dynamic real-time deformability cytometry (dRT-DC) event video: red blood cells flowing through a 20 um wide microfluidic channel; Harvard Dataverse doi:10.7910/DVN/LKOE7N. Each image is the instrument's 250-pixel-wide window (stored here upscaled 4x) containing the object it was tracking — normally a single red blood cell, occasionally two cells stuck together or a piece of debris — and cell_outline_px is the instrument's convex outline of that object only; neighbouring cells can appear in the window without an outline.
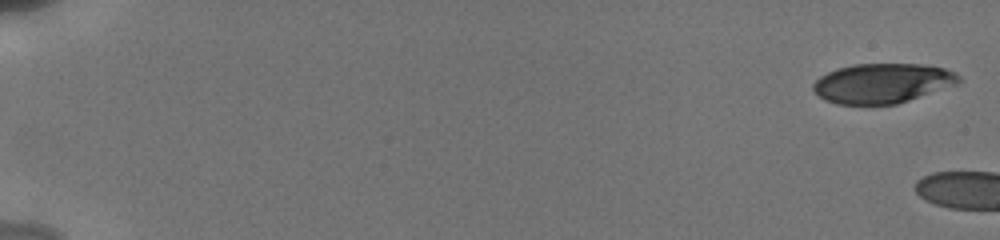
{"species": "human", "species_latin": "Homo sapiens", "temperature_condition": "cold", "stored_images_in_passage": 5, "camera_frame_rate_fps": 3000, "um_per_image_px": 0.085, "donor": {"sex": "male"}, "frame": {"image": 1, "passage_image": 1, "time_ms": 0.0, "image_size_px": [1000, 240], "cell_outline_px": [[960, 84], [896, 104], [836, 104], [824, 100], [812, 88], [812, 84], [820, 76], [836, 68], [856, 64], [924, 64], [944, 68], [956, 72], [960, 76]], "centroid_in_image_um": [75.03, 7.07], "position_along_channel_um": 10.0, "area_um2": 33.87}}